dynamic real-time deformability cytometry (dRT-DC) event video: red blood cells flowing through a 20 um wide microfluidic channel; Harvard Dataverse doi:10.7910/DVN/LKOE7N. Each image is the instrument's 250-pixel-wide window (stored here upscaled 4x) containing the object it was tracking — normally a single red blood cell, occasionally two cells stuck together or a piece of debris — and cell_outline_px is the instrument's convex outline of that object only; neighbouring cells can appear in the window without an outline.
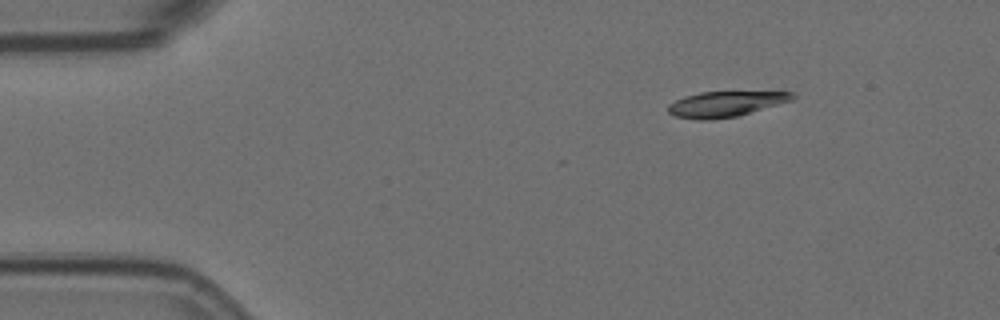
{"species": "Egyptian fruit bat (a non-hibernating species)", "species_latin": "Rousettus aegyptiacus", "temperature_condition": "room temperature", "stored_images_in_passage": 3, "camera_frame_rate_fps": 3000, "um_per_image_px": 0.085, "animal": {"sex": "female"}, "frame": {"image": 1, "passage_image": 1, "time_ms": 0.0, "image_size_px": [1000, 320], "cell_outline_px": [[796, 96], [792, 100], [736, 116], [708, 120], [700, 120], [676, 116], [668, 112], [668, 104], [684, 96], [700, 92], [792, 92]], "centroid_in_image_um": [61.63, 8.84], "position_along_channel_um": 23.4, "area_um2": 18.09}}